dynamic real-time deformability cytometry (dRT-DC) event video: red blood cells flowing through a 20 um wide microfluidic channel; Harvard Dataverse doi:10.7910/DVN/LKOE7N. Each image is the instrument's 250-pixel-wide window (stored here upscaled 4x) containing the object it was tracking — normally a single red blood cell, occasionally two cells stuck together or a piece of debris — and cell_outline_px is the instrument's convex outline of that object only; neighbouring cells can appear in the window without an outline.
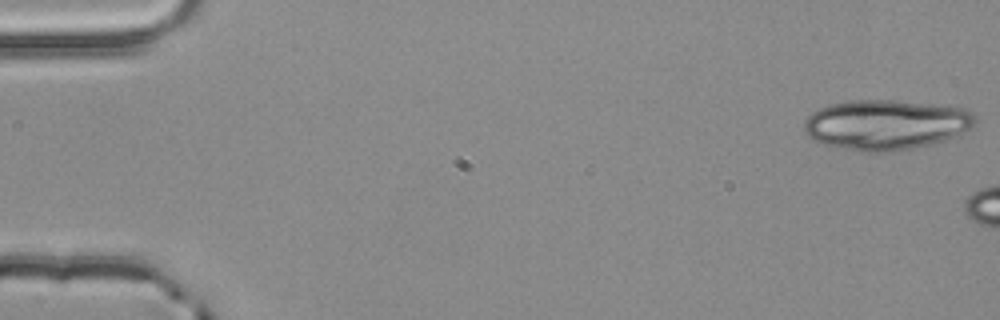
{"species": "common noctule bat (a hibernating species)", "species_latin": "Nyctalus noctula", "temperature_condition": "room temperature", "stored_images_in_passage": 7, "camera_frame_rate_fps": 3000, "um_per_image_px": 0.085, "animal": {"sex": "male", "body_mass_g": 20.4}, "frame": {"image": 1, "passage_image": 1, "time_ms": 0.0, "image_size_px": [1000, 320], "cell_outline_px": [[976, 124], [944, 140], [912, 148], [888, 152], [860, 152], [824, 144], [812, 140], [804, 132], [804, 120], [812, 112], [828, 104], [848, 100], [892, 100], [932, 104], [964, 108], [972, 112], [976, 116]], "centroid_in_image_um": [75.24, 10.59], "position_along_channel_um": 9.8, "area_um2": 49.88}}